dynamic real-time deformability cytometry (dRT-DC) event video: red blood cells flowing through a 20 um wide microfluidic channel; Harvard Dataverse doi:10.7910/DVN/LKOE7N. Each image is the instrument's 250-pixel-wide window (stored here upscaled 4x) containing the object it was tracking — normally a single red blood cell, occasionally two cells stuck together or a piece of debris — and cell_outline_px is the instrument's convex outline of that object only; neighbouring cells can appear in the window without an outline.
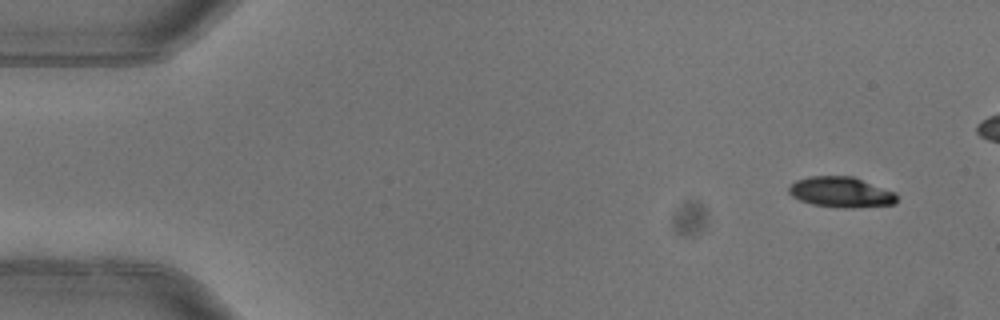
{"species": "common noctule bat (a hibernating species)", "species_latin": "Nyctalus noctula", "temperature_condition": "warm", "stored_images_in_passage": 4, "camera_frame_rate_fps": 3000, "um_per_image_px": 0.085, "animal": {"sex": "female"}, "frame": {"image": 1, "passage_image": 1, "time_ms": 0.0, "image_size_px": [1000, 320], "cell_outline_px": [[896, 204], [852, 208], [844, 208], [812, 204], [800, 200], [792, 196], [788, 192], [788, 188], [796, 180], [808, 176], [852, 176], [896, 192]], "centroid_in_image_um": [71.49, 16.33], "position_along_channel_um": 13.5, "area_um2": 19.19}}